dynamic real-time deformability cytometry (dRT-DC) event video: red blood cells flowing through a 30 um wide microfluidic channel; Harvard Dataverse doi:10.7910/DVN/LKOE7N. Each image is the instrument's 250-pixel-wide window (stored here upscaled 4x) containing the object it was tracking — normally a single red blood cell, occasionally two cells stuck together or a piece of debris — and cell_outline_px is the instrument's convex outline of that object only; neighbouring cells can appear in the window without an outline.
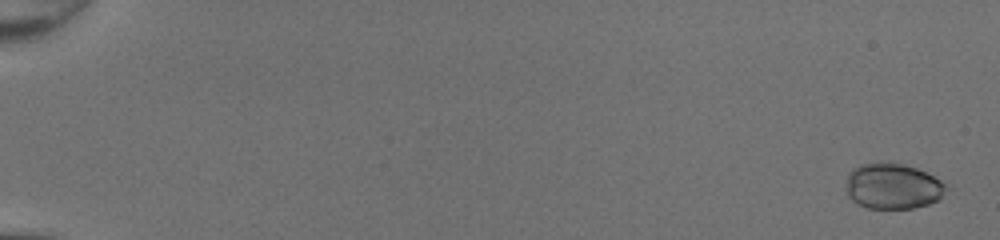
{"species": "common noctule bat (a hibernating species)", "species_latin": "Nyctalus noctula", "temperature_condition": "room temperature", "stored_images_in_passage": 51, "camera_frame_rate_fps": 3000, "um_per_image_px": 0.085, "animal": {"sex": "female", "body_mass_g": 20.0, "forearm_length_mm": 54.0}, "frame": {"image": 1, "passage_image": 2, "time_ms": 0.333, "image_size_px": [1000, 240], "cell_outline_px": [[948, 184], [940, 200], [928, 204], [912, 208], [868, 208], [856, 204], [848, 196], [844, 188], [848, 172], [852, 168], [860, 164], [876, 160], [880, 160], [904, 164], [916, 168]], "centroid_in_image_um": [75.82, 15.8], "position_along_channel_um": 9.2, "area_um2": 27.28}}
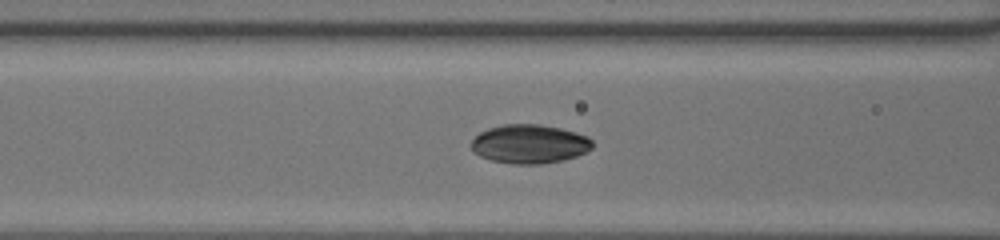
{"frame": {"image": 2, "passage_image": 24, "time_ms": 7.667, "image_size_px": [1000, 240], "cell_outline_px": [[592, 148], [588, 152], [564, 160], [540, 164], [512, 164], [492, 160], [480, 156], [472, 152], [472, 140], [480, 132], [488, 128], [500, 124], [540, 124], [560, 128], [576, 132], [588, 136], [592, 140]], "centroid_in_image_um": [45.02, 12.23], "position_along_channel_um": 121.6, "area_um2": 27.69}}
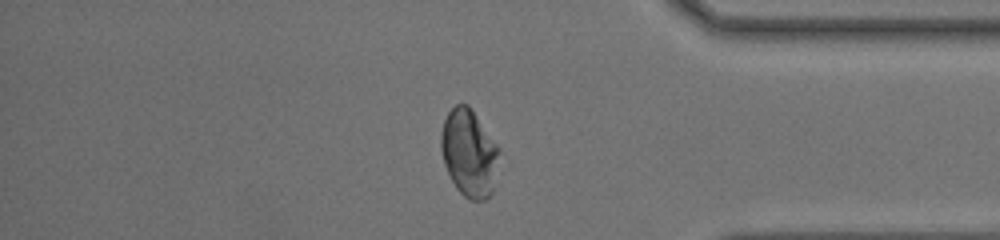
{"frame": {"image": 3, "passage_image": 44, "time_ms": 14.333, "image_size_px": [1000, 240], "cell_outline_px": [[500, 152], [492, 192], [484, 200], [468, 200], [456, 188], [444, 164], [440, 148], [440, 136], [444, 120], [448, 112], [456, 104], [468, 104], [472, 108], [500, 148]], "centroid_in_image_um": [39.87, 12.99], "position_along_channel_um": 395.3, "area_um2": 29.71}, "authors_computed_cell_mechanics": {"area_um2": 27.166, "velocity_mm_per_s": 4.3126, "shape_relaxation_time_tau1_ms": 5.362, "shape_relaxation_time_tau2_ms": 1.6472, "deformation_change_tau1": 0.1432, "deformation_change_tau2": 0.0331}}